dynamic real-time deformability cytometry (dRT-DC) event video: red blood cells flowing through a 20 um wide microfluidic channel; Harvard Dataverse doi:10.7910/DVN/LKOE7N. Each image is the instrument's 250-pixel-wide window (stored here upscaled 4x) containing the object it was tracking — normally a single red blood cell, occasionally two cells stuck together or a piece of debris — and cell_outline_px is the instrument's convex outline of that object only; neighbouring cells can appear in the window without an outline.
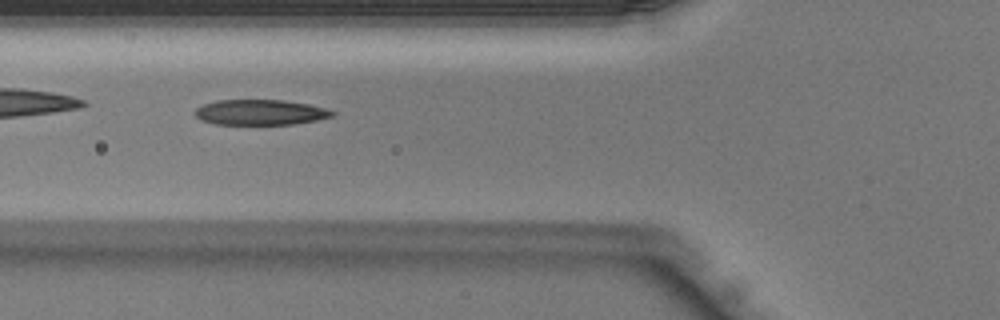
{"species": "Egyptian fruit bat (a non-hibernating species)", "species_latin": "Rousettus aegyptiacus", "temperature_condition": "warm", "stored_images_in_passage": 32, "camera_frame_rate_fps": 3000, "um_per_image_px": 0.085, "animal": {"sex": "male"}, "frame": {"image": 1, "passage_image": 7, "time_ms": 2.0, "image_size_px": [1000, 320], "cell_outline_px": [[336, 116], [316, 120], [292, 124], [216, 124], [200, 120], [192, 112], [196, 108], [204, 104], [216, 100], [284, 100], [308, 104], [328, 108], [336, 112]], "centroid_in_image_um": [22.14, 9.54], "position_along_channel_um": 103.7, "area_um2": 20.46}}
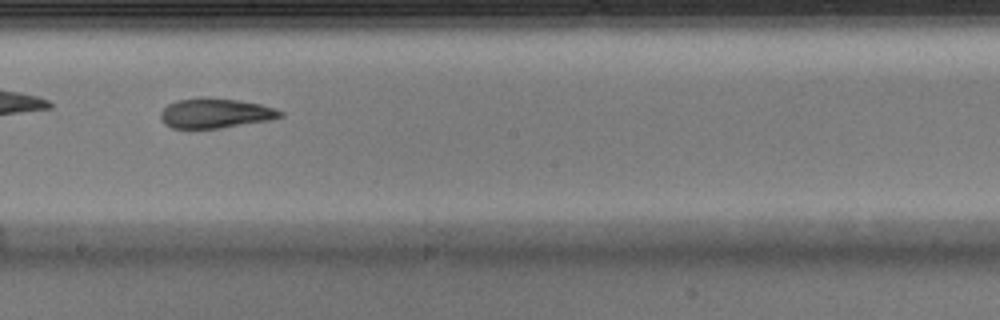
{"frame": {"image": 2, "passage_image": 15, "time_ms": 4.667, "image_size_px": [1000, 320], "cell_outline_px": [[284, 116], [268, 120], [220, 128], [172, 128], [164, 124], [160, 116], [160, 112], [168, 104], [176, 100], [200, 96], [236, 100], [260, 104], [276, 108], [284, 112]], "centroid_in_image_um": [18.29, 9.61], "position_along_channel_um": 229.9, "area_um2": 20.87}}